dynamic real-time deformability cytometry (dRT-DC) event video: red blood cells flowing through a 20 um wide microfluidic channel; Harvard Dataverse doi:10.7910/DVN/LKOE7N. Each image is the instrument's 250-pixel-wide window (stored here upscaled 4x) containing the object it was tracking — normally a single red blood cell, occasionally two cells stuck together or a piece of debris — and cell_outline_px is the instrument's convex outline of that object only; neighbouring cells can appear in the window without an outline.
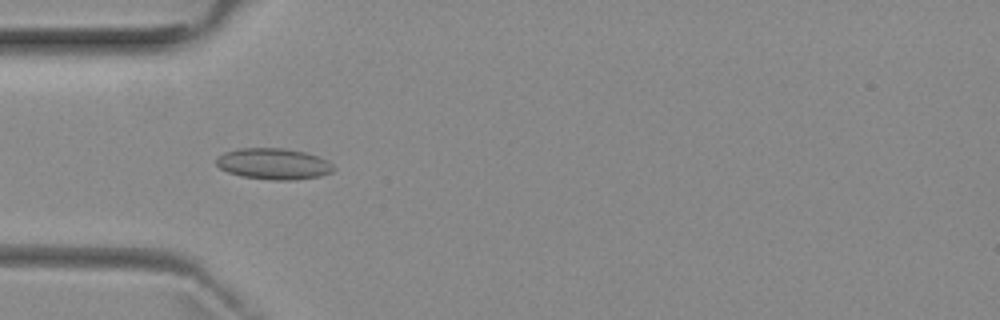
{"species": "common noctule bat (a hibernating species)", "species_latin": "Nyctalus noctula", "temperature_condition": "room temperature", "stored_images_in_passage": 6, "camera_frame_rate_fps": 3000, "um_per_image_px": 0.085, "animal": {"sex": "female", "body_mass_g": 29.2, "forearm_length_mm": 56.3}, "frame": {"image": 1, "passage_image": 4, "time_ms": 4.333, "image_size_px": [1000, 320], "cell_outline_px": [[336, 168], [332, 172], [320, 176], [296, 180], [272, 180], [240, 176], [228, 172], [220, 168], [216, 164], [216, 160], [224, 152], [240, 148], [284, 148], [304, 152], [328, 160]], "centroid_in_image_um": [23.27, 13.93], "position_along_channel_um": 61.7, "area_um2": 21.33}}
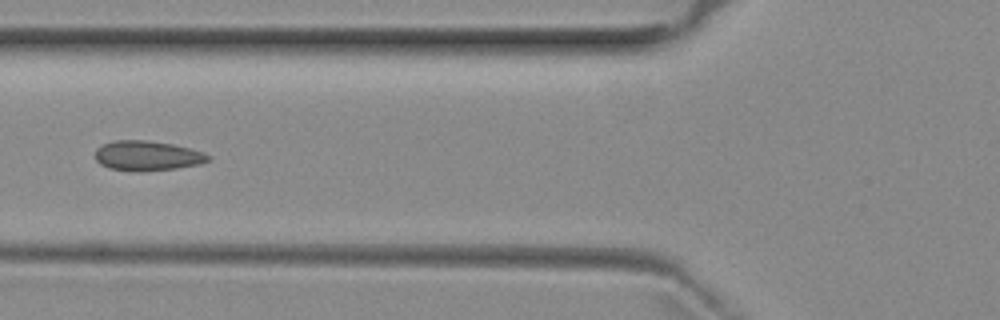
{"frame": {"image": 2, "passage_image": 5, "time_ms": 5.667, "image_size_px": [1000, 320], "cell_outline_px": [[212, 160], [200, 164], [176, 168], [140, 172], [136, 172], [108, 168], [100, 164], [96, 160], [96, 148], [104, 144], [116, 140], [144, 140], [172, 144], [192, 148], [204, 152], [212, 156]], "centroid_in_image_um": [12.56, 13.25], "position_along_channel_um": 113.2, "area_um2": 19.88}}
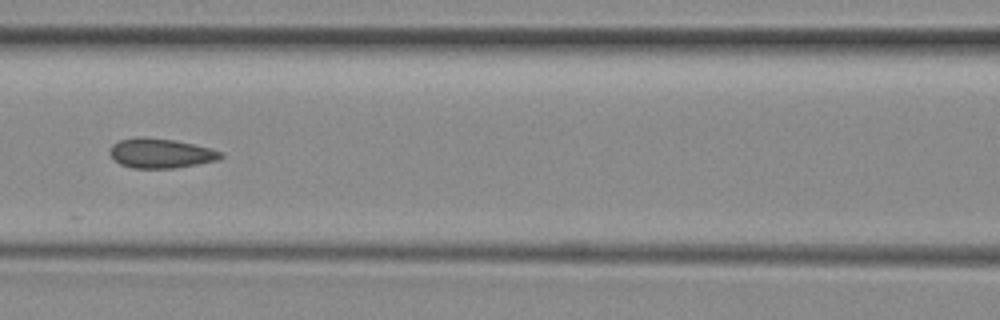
{"frame": {"image": 3, "passage_image": 6, "time_ms": 6.667, "image_size_px": [1000, 320], "cell_outline_px": [[224, 156], [220, 160], [176, 168], [132, 168], [120, 164], [112, 160], [108, 152], [112, 144], [120, 140], [172, 140], [192, 144], [224, 152]], "centroid_in_image_um": [13.69, 13.09], "position_along_channel_um": 152.9, "area_um2": 18.55}}